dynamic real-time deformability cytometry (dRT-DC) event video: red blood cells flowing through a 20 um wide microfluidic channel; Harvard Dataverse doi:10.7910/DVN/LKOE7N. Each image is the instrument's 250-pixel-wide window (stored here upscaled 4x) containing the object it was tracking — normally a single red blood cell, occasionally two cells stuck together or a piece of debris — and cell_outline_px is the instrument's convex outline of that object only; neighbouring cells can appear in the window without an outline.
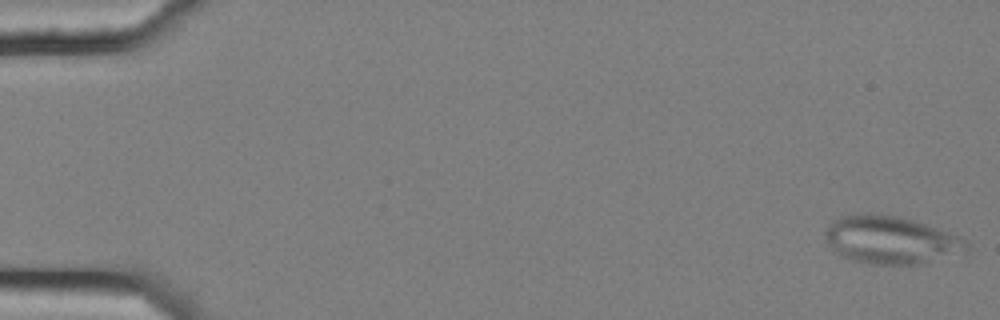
{"species": "common noctule bat (a hibernating species)", "species_latin": "Nyctalus noctula", "temperature_condition": "cold", "stored_images_in_passage": 11, "camera_frame_rate_fps": 3000, "um_per_image_px": 0.085, "animal": {"sex": "female", "body_mass_g": 25.1}, "frame": {"image": 1, "passage_image": 1, "time_ms": 0.0, "image_size_px": [1000, 320], "cell_outline_px": [[968, 252], [920, 264], [872, 264], [852, 260], [836, 252], [832, 248], [824, 236], [824, 232], [840, 216], [860, 212], [876, 212], [896, 216], [912, 220], [960, 236], [968, 244]], "centroid_in_image_um": [75.73, 20.39], "position_along_channel_um": 9.3, "area_um2": 39.3}}